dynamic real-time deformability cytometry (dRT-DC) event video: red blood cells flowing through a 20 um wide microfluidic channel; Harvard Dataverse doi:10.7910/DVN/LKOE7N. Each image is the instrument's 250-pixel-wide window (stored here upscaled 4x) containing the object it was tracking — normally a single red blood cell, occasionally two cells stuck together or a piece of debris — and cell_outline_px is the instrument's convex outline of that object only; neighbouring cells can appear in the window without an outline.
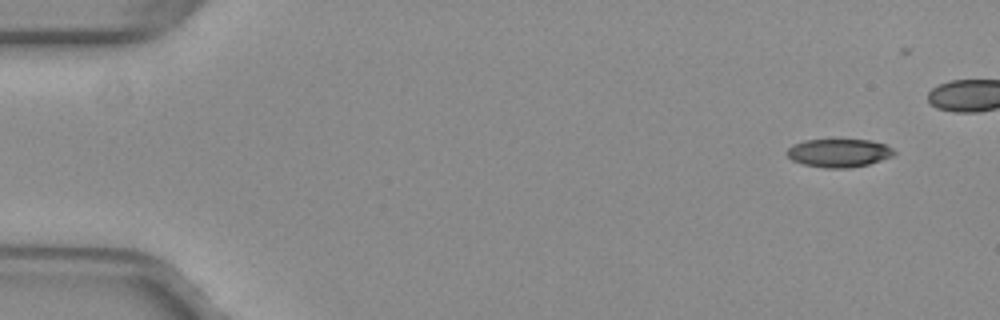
{"species": "common noctule bat (a hibernating species)", "species_latin": "Nyctalus noctula", "temperature_condition": "warm", "stored_images_in_passage": 14, "camera_frame_rate_fps": 3000, "um_per_image_px": 0.085, "animal": {"sex": "female", "body_mass_g": 29.2, "forearm_length_mm": 56.3}, "frame": {"image": 1, "passage_image": 3, "time_ms": 0.667, "image_size_px": [1000, 320], "cell_outline_px": [[896, 152], [892, 156], [868, 164], [852, 168], [824, 168], [804, 164], [792, 160], [784, 152], [792, 144], [804, 140], [868, 140], [884, 144], [892, 148]], "centroid_in_image_um": [71.27, 13.0], "position_along_channel_um": 13.7, "area_um2": 17.63}}